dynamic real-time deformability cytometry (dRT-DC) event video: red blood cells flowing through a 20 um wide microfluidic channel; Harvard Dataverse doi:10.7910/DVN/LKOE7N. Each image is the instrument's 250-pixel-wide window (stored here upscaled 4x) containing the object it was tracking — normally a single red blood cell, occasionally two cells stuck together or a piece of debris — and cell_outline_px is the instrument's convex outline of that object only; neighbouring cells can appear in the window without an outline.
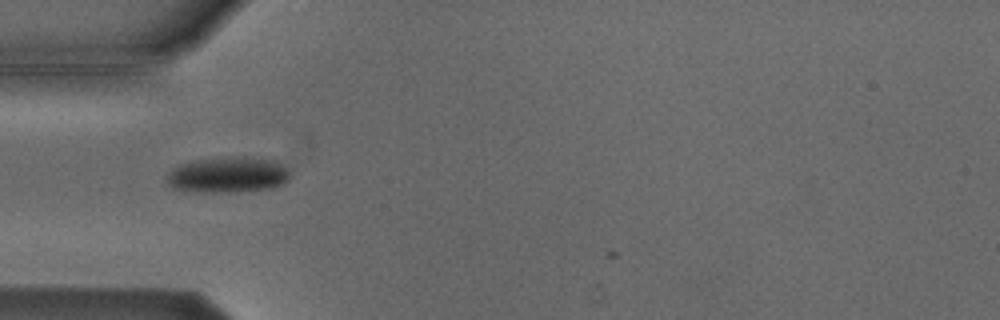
{"species": "Egyptian fruit bat (a non-hibernating species)", "species_latin": "Rousettus aegyptiacus", "temperature_condition": "cold", "stored_images_in_passage": 3, "camera_frame_rate_fps": 3000, "um_per_image_px": 0.085, "animal": {"sex": "male"}, "frame": {"image": 1, "passage_image": 1, "time_ms": 0.0, "image_size_px": [1000, 320], "cell_outline_px": [[288, 180], [284, 184], [272, 188], [228, 192], [212, 192], [172, 188], [168, 184], [168, 172], [172, 168], [180, 164], [192, 160], [236, 156], [244, 156], [276, 160], [288, 172]], "centroid_in_image_um": [19.37, 14.84], "position_along_channel_um": 65.6, "area_um2": 25.55}}
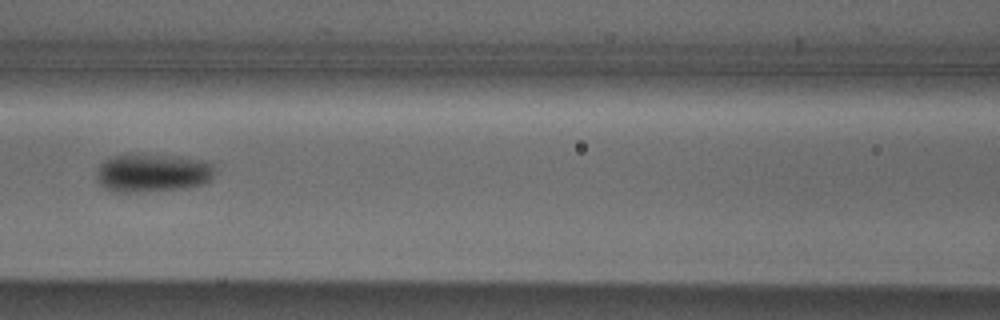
{"frame": {"image": 2, "passage_image": 3, "time_ms": 2.333, "image_size_px": [1000, 320], "cell_outline_px": [[212, 176], [204, 184], [188, 188], [140, 192], [112, 192], [104, 188], [100, 184], [96, 176], [96, 172], [100, 164], [108, 156], [120, 152], [136, 152], [176, 156], [200, 160], [212, 164]], "centroid_in_image_um": [12.85, 14.66], "position_along_channel_um": 153.7, "area_um2": 27.22}}